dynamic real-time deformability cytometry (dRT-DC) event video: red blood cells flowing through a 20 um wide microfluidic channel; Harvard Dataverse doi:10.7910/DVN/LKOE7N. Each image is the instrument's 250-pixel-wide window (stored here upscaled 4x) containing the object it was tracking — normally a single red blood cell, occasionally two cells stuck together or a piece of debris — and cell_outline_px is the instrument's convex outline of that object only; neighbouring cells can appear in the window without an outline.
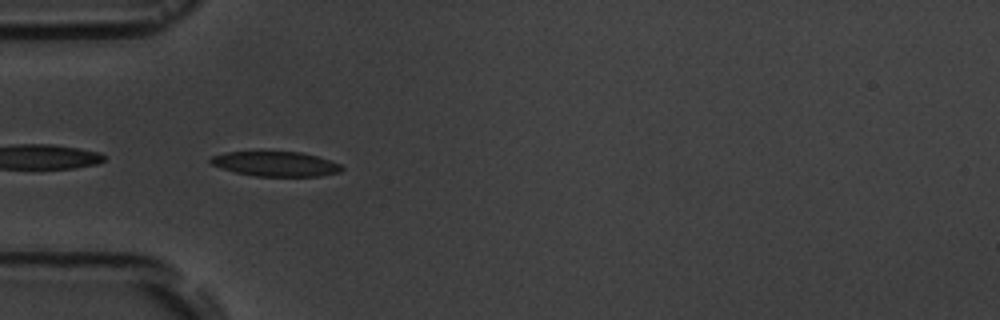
{"species": "common noctule bat (a hibernating species)", "species_latin": "Nyctalus noctula", "temperature_condition": "room temperature", "stored_images_in_passage": 6, "camera_frame_rate_fps": 3000, "um_per_image_px": 0.085, "animal": {"sex": "male", "body_mass_g": 19.5, "forearm_length_mm": 54.6}, "frame": {"image": 1, "passage_image": 5, "time_ms": 4.333, "image_size_px": [1000, 320], "cell_outline_px": [[344, 168], [340, 172], [320, 176], [256, 176], [236, 172], [212, 164], [208, 160], [212, 156], [224, 152], [300, 152], [316, 156], [340, 164]], "centroid_in_image_um": [23.44, 13.93], "position_along_channel_um": 61.6, "area_um2": 18.67}}
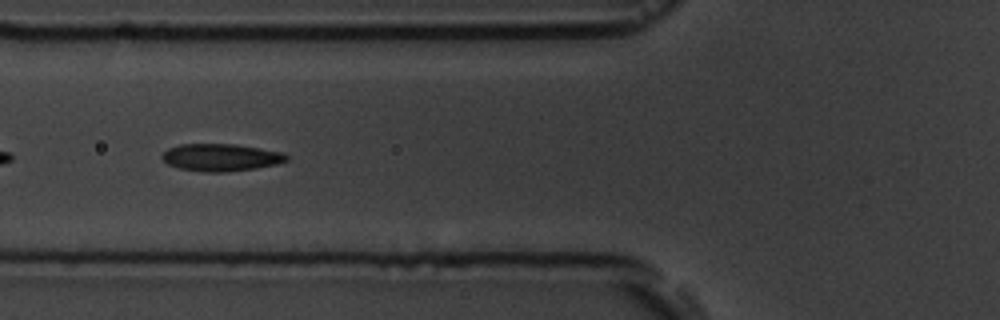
{"frame": {"image": 2, "passage_image": 6, "time_ms": 5.667, "image_size_px": [1000, 320], "cell_outline_px": [[288, 160], [276, 164], [256, 168], [224, 172], [204, 172], [180, 168], [168, 164], [160, 156], [168, 148], [180, 144], [236, 144], [284, 152], [288, 156]], "centroid_in_image_um": [18.79, 13.37], "position_along_channel_um": 107.0, "area_um2": 19.83}}